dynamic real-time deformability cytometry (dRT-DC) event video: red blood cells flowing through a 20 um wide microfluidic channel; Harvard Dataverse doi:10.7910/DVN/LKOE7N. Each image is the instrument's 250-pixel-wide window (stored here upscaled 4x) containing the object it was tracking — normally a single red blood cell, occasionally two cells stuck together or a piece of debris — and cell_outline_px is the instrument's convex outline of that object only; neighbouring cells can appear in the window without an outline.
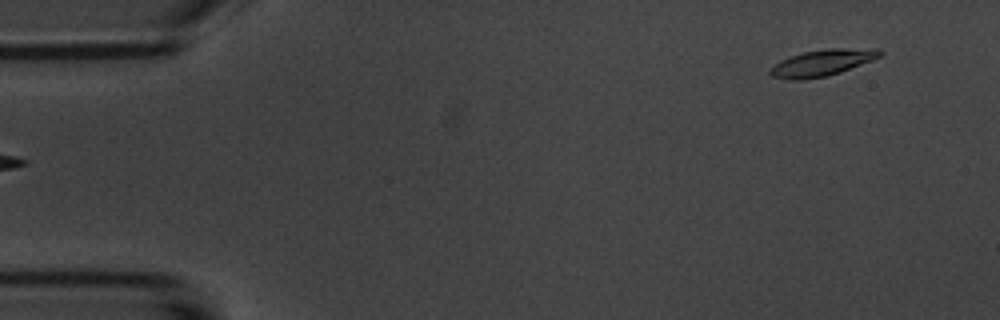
{"species": "common noctule bat (a hibernating species)", "species_latin": "Nyctalus noctula", "temperature_condition": "room temperature", "stored_images_in_passage": 2, "camera_frame_rate_fps": 3000, "um_per_image_px": 0.085, "animal": {"sex": "male", "body_mass_g": 20.1, "forearm_length_mm": 53.5}, "frame": {"image": 1, "passage_image": 2, "time_ms": 1.0, "image_size_px": [1000, 320], "cell_outline_px": [[884, 52], [880, 56], [872, 60], [840, 72], [828, 76], [800, 80], [792, 80], [772, 76], [768, 72], [780, 60], [788, 56], [804, 52], [828, 48], [880, 48]], "centroid_in_image_um": [69.91, 5.32], "position_along_channel_um": 15.1, "area_um2": 16.94}}